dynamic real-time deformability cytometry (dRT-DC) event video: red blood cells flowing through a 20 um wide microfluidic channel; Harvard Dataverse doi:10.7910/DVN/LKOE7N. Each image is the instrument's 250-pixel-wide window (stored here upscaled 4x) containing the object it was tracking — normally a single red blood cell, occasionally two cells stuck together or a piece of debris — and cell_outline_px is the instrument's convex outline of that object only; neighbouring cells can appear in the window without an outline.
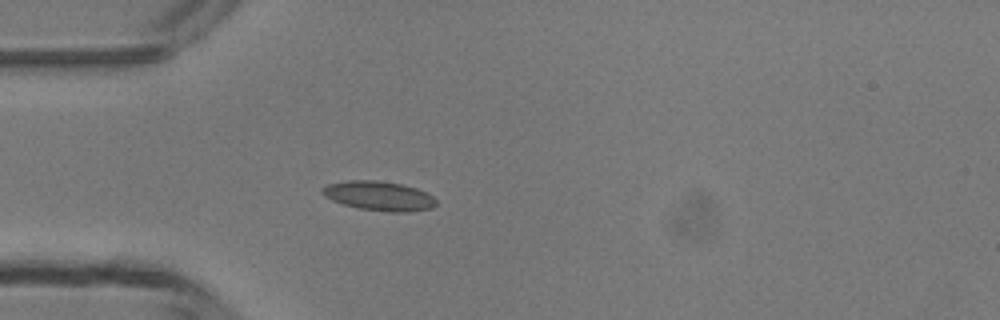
{"species": "common noctule bat (a hibernating species)", "species_latin": "Nyctalus noctula", "temperature_condition": "room temperature", "stored_images_in_passage": 3, "camera_frame_rate_fps": 3000, "um_per_image_px": 0.085, "animal": {"sex": "male", "body_mass_g": 13.3}, "frame": {"image": 1, "passage_image": 3, "time_ms": 2.333, "image_size_px": [1000, 320], "cell_outline_px": [[436, 204], [432, 208], [408, 212], [388, 212], [360, 208], [344, 204], [332, 200], [324, 196], [320, 192], [320, 188], [328, 184], [348, 180], [376, 180], [400, 184], [416, 188], [432, 196], [436, 200]], "centroid_in_image_um": [32.18, 16.65], "position_along_channel_um": 52.8, "area_um2": 19.42}}